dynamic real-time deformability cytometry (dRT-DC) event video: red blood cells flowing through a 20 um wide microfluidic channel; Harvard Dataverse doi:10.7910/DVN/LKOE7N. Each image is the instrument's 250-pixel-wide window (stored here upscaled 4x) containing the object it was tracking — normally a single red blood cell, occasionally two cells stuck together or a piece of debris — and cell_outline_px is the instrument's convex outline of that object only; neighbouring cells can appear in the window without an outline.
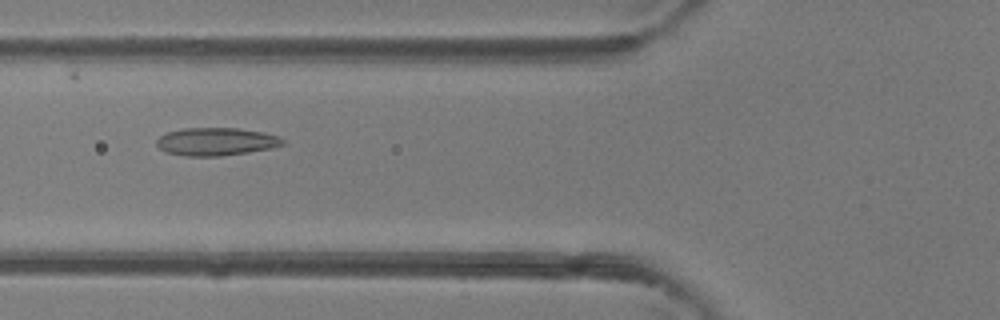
{"species": "common noctule bat (a hibernating species)", "species_latin": "Nyctalus noctula", "temperature_condition": "room temperature", "stored_images_in_passage": 41, "segment_of_instrument_passage": [1, 2], "camera_frame_rate_fps": 3000, "um_per_image_px": 0.085, "animal": {"sex": "female"}, "frame": {"image": 1, "passage_image": 11, "time_ms": 3.333, "image_size_px": [1000, 320], "cell_outline_px": [[284, 144], [272, 148], [248, 152], [220, 156], [184, 156], [164, 152], [156, 144], [156, 140], [160, 136], [168, 132], [184, 128], [236, 128], [264, 132], [276, 136], [284, 140]], "centroid_in_image_um": [18.34, 12.04], "position_along_channel_um": 107.5, "area_um2": 20.46}}
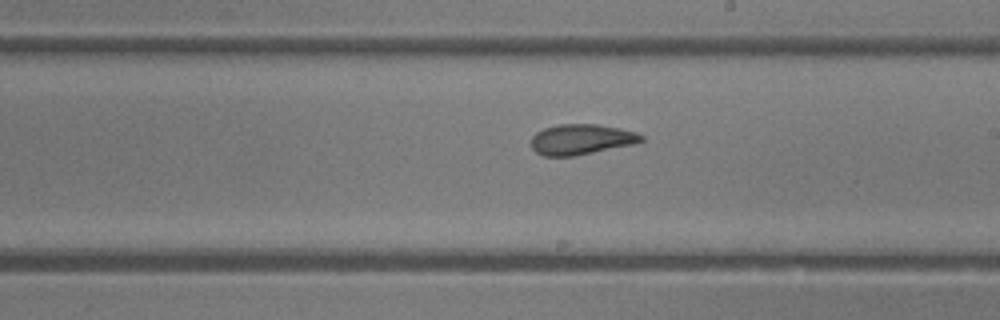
{"frame": {"image": 2, "passage_image": 20, "time_ms": 6.333, "image_size_px": [1000, 320], "cell_outline_px": [[644, 140], [636, 144], [576, 156], [544, 156], [536, 152], [532, 148], [532, 136], [536, 132], [544, 128], [560, 124], [596, 124], [620, 128], [636, 132], [644, 136]], "centroid_in_image_um": [49.44, 11.85], "position_along_channel_um": 239.6, "area_um2": 19.71}}
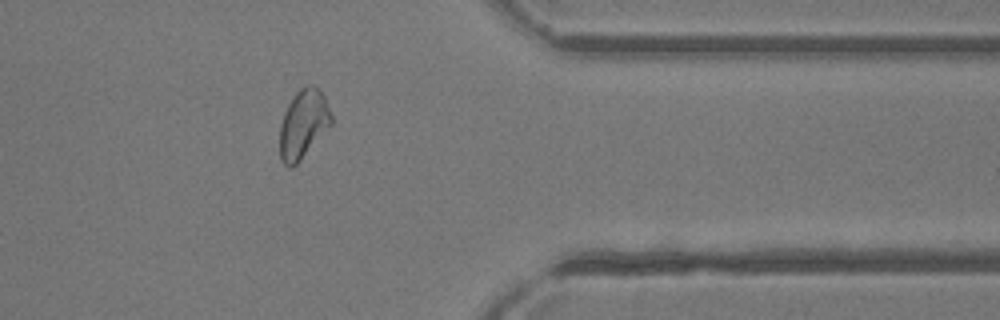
{"frame": {"image": 3, "passage_image": 31, "time_ms": 10.0, "image_size_px": [1000, 320], "cell_outline_px": [[332, 124], [300, 160], [292, 168], [288, 168], [280, 160], [280, 124], [284, 112], [288, 104], [296, 92], [300, 88], [308, 84], [312, 84], [320, 88], [324, 96], [332, 116]], "centroid_in_image_um": [25.77, 10.53], "position_along_channel_um": 385.6, "area_um2": 20.69}}